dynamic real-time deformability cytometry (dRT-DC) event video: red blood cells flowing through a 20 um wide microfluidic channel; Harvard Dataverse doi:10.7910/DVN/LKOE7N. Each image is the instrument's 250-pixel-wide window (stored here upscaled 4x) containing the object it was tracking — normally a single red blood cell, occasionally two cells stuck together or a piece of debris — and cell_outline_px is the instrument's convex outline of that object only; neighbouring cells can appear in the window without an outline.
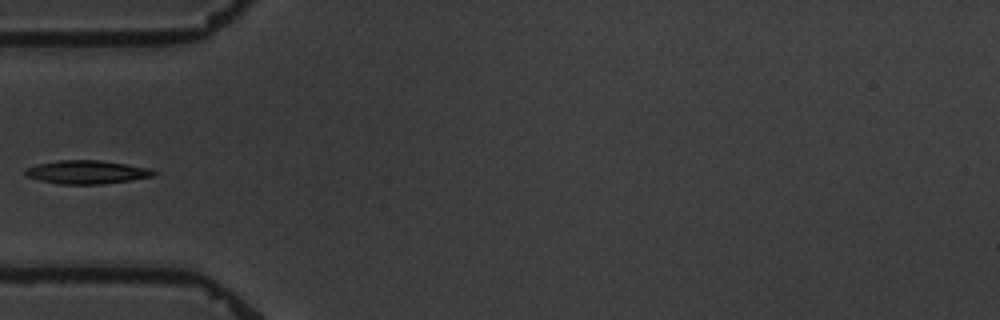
{"species": "common noctule bat (a hibernating species)", "species_latin": "Nyctalus noctula", "temperature_condition": "warm", "stored_images_in_passage": 5, "camera_frame_rate_fps": 3000, "um_per_image_px": 0.085, "animal": {"sex": "male", "body_mass_g": 19.5, "forearm_length_mm": 54.6}, "frame": {"image": 1, "passage_image": 5, "time_ms": 5.333, "image_size_px": [1000, 320], "cell_outline_px": [[156, 176], [132, 180], [104, 184], [60, 184], [40, 180], [24, 176], [24, 168], [36, 164], [56, 160], [100, 160], [148, 168], [156, 172]], "centroid_in_image_um": [7.33, 14.63], "position_along_channel_um": 77.7, "area_um2": 17.69}}